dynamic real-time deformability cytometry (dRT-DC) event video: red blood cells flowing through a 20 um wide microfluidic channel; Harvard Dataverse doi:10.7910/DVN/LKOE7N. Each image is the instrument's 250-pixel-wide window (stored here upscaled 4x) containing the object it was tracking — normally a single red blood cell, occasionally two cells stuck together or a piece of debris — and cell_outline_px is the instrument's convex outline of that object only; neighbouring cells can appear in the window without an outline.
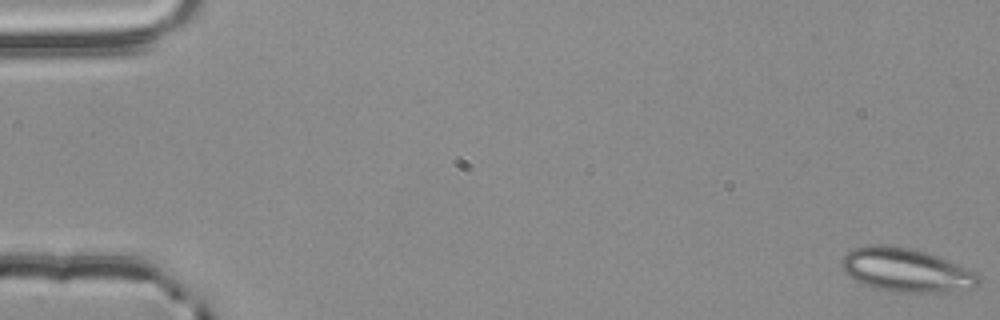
{"species": "common noctule bat (a hibernating species)", "species_latin": "Nyctalus noctula", "temperature_condition": "room temperature", "stored_images_in_passage": 22, "camera_frame_rate_fps": 3000, "um_per_image_px": 0.085, "animal": {"sex": "male", "body_mass_g": 20.4}, "frame": {"image": 1, "passage_image": 1, "time_ms": 0.0, "image_size_px": [1000, 320], "cell_outline_px": [[980, 284], [972, 288], [928, 292], [888, 292], [860, 284], [844, 272], [840, 264], [840, 260], [848, 252], [856, 248], [868, 244], [884, 244], [908, 248], [924, 252], [936, 256], [976, 272], [980, 276]], "centroid_in_image_um": [76.95, 22.96], "position_along_channel_um": 8.0, "area_um2": 34.68}}